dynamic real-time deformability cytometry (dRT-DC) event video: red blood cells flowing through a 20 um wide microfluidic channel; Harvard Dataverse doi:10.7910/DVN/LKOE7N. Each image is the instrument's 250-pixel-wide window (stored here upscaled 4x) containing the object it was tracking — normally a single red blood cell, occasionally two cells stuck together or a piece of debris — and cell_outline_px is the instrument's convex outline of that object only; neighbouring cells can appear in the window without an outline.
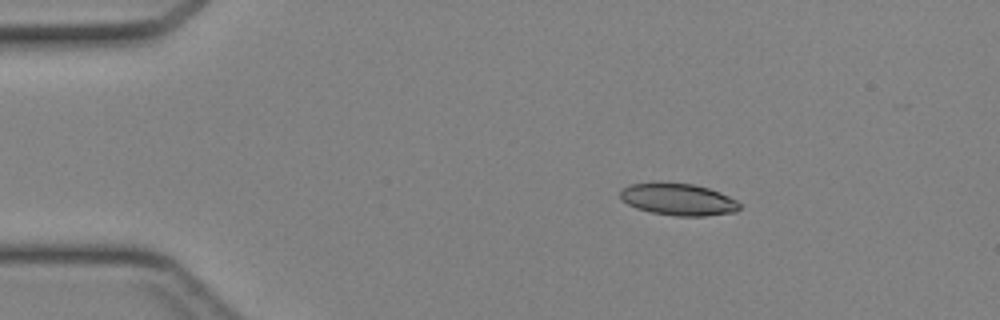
{"species": "Egyptian fruit bat (a non-hibernating species)", "species_latin": "Rousettus aegyptiacus", "temperature_condition": "cold", "stored_images_in_passage": 35, "camera_frame_rate_fps": 3000, "um_per_image_px": 0.085, "animal": {"sex": "female"}, "frame": {"image": 1, "passage_image": 1, "time_ms": 0.0, "image_size_px": [1000, 320], "cell_outline_px": [[740, 208], [736, 212], [704, 216], [676, 216], [652, 212], [636, 208], [628, 204], [620, 196], [620, 188], [628, 184], [692, 184], [708, 188], [720, 192], [736, 200], [740, 204]], "centroid_in_image_um": [57.67, 16.97], "position_along_channel_um": 27.3, "area_um2": 21.79}}
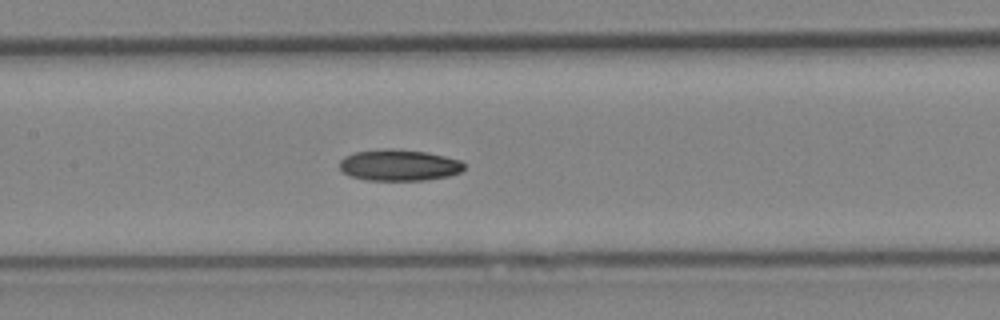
{"frame": {"image": 2, "passage_image": 15, "time_ms": 4.667, "image_size_px": [1000, 320], "cell_outline_px": [[464, 168], [460, 172], [448, 176], [424, 180], [368, 180], [348, 176], [340, 168], [340, 160], [344, 156], [352, 152], [384, 148], [392, 148], [428, 152], [460, 160], [464, 164]], "centroid_in_image_um": [33.88, 14.02], "position_along_channel_um": 173.5, "area_um2": 22.89}}
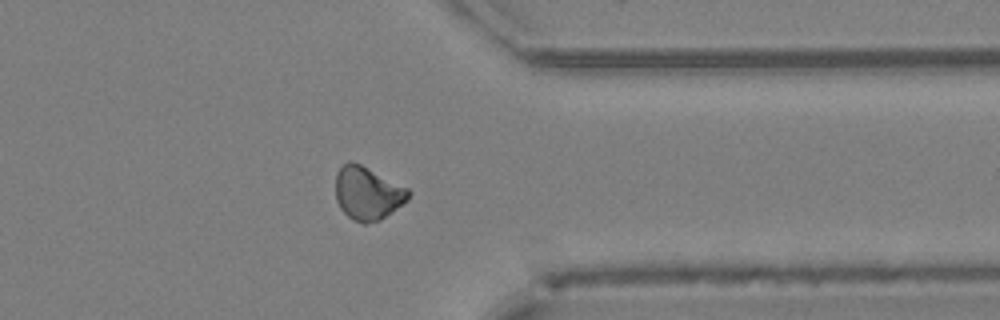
{"frame": {"image": 3, "passage_image": 29, "time_ms": 9.333, "image_size_px": [1000, 320], "cell_outline_px": [[412, 192], [408, 200], [380, 220], [364, 224], [352, 220], [340, 208], [336, 200], [336, 172], [348, 160], [360, 164], [408, 188]], "centroid_in_image_um": [31.24, 16.43], "position_along_channel_um": 380.2, "area_um2": 22.54}}